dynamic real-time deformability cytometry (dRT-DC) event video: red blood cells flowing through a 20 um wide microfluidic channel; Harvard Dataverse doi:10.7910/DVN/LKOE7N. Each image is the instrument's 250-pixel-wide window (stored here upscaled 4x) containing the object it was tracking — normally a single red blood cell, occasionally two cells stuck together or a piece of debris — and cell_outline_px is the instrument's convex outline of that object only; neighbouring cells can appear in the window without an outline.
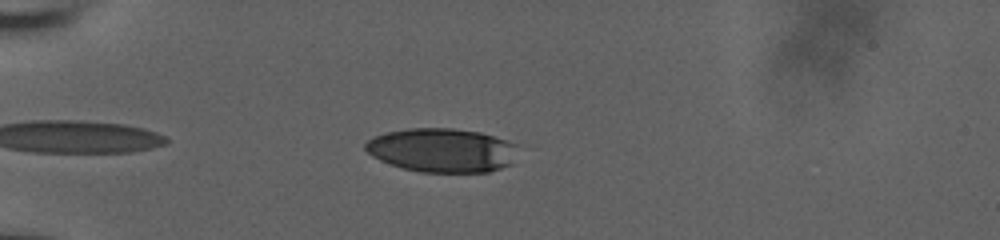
{"species": "human", "species_latin": "Homo sapiens", "temperature_condition": "room temperature", "stored_images_in_passage": 40, "camera_frame_rate_fps": 3000, "um_per_image_px": 0.085, "donor": {"sex": "male"}, "frame": {"image": 1, "passage_image": 5, "time_ms": 1.333, "image_size_px": [1000, 240], "cell_outline_px": [[516, 144], [512, 164], [488, 172], [420, 172], [400, 168], [380, 160], [372, 156], [364, 148], [364, 144], [368, 140], [376, 136], [388, 132], [408, 128], [452, 128], [480, 132]], "centroid_in_image_um": [37.54, 12.77], "position_along_channel_um": 47.5, "area_um2": 38.9}}
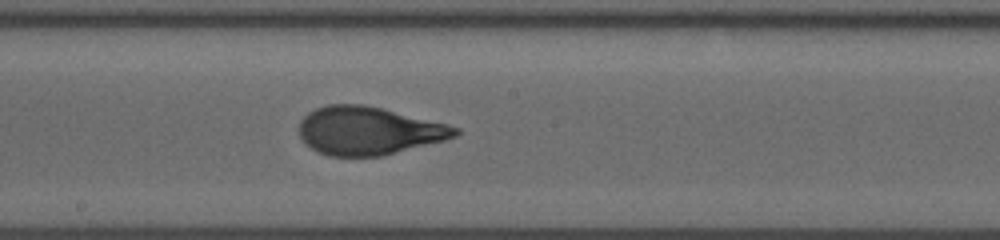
{"frame": {"image": 2, "passage_image": 21, "time_ms": 6.667, "image_size_px": [1000, 240], "cell_outline_px": [[460, 132], [456, 136], [444, 140], [380, 156], [328, 156], [304, 144], [300, 136], [300, 120], [308, 112], [316, 108], [328, 104], [364, 104], [460, 128]], "centroid_in_image_um": [31.27, 11.11], "position_along_channel_um": 216.9, "area_um2": 43.18}}
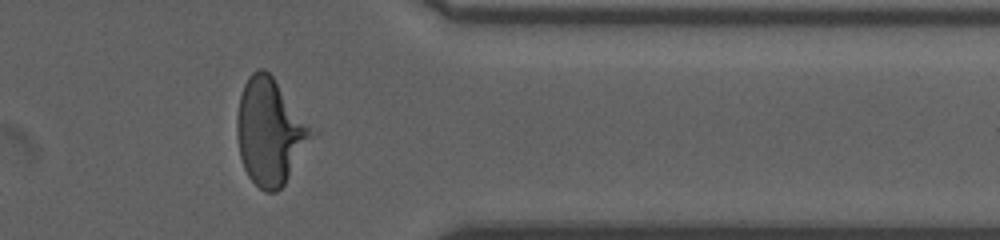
{"frame": {"image": 3, "passage_image": 35, "time_ms": 11.333, "image_size_px": [1000, 240], "cell_outline_px": [[320, 132], [284, 184], [276, 192], [264, 192], [248, 176], [244, 168], [240, 156], [236, 136], [236, 116], [240, 96], [244, 84], [248, 76], [256, 68], [264, 68], [272, 76]], "centroid_in_image_um": [23.02, 11.18], "position_along_channel_um": 388.4, "area_um2": 47.45}, "authors_computed_cell_mechanics": {"area_um2": 42.9743, "velocity_mm_per_s": 3.8531, "shape_relaxation_time_tau1_ms": 4.3956, "shape_relaxation_time_tau2_ms": null, "deformation_change_tau1": 0.2084, "deformation_change_tau2": null}}